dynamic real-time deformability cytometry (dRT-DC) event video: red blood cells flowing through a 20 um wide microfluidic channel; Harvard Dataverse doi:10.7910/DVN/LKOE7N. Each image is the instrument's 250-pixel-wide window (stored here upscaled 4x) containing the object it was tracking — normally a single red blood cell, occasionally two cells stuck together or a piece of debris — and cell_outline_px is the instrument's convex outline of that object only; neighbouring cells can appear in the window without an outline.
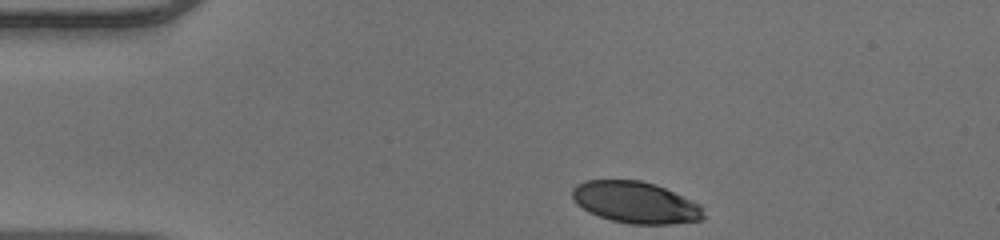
{"species": "human", "species_latin": "Homo sapiens", "temperature_condition": "warm", "stored_images_in_passage": 34, "camera_frame_rate_fps": 3000, "um_per_image_px": 0.085, "donor": {"sex": "male"}, "frame": {"image": 1, "passage_image": 1, "time_ms": 0.0, "image_size_px": [1000, 240], "cell_outline_px": [[708, 216], [704, 220], [668, 224], [632, 224], [612, 220], [588, 212], [576, 204], [572, 196], [572, 188], [576, 184], [584, 180], [640, 180], [656, 184], [700, 204]], "centroid_in_image_um": [54.04, 17.2], "position_along_channel_um": 31.0, "area_um2": 32.08}}
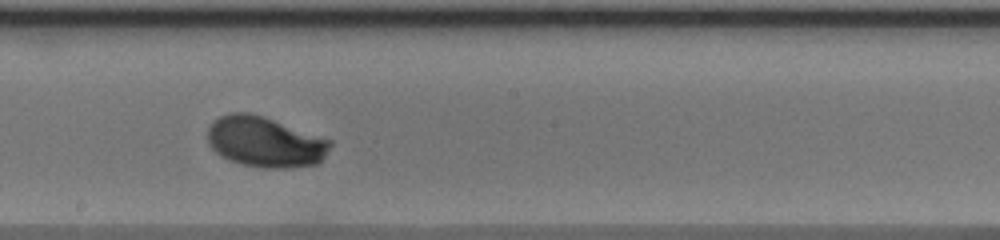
{"frame": {"image": 2, "passage_image": 20, "time_ms": 6.333, "image_size_px": [1000, 240], "cell_outline_px": [[332, 144], [320, 164], [292, 168], [264, 168], [244, 164], [232, 160], [216, 152], [208, 144], [208, 128], [212, 120], [220, 116], [232, 112], [248, 112], [264, 116], [332, 140]], "centroid_in_image_um": [22.56, 12.05], "position_along_channel_um": 225.6, "area_um2": 36.24}}
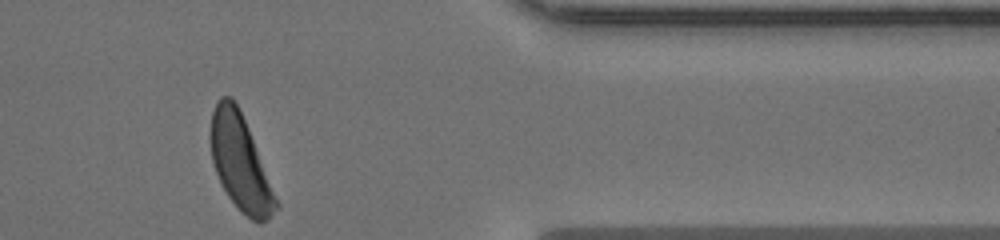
{"frame": {"image": 3, "passage_image": 34, "time_ms": 11.0, "image_size_px": [1000, 240], "cell_outline_px": [[280, 208], [268, 220], [260, 224], [252, 220], [240, 212], [228, 196], [216, 172], [212, 160], [208, 136], [208, 132], [212, 112], [216, 100], [220, 96], [232, 96], [248, 128], [280, 204]], "centroid_in_image_um": [20.41, 13.85], "position_along_channel_um": 391.0, "area_um2": 36.59}, "authors_computed_cell_mechanics": {"area_um2": 35.2869, "velocity_mm_per_s": 3.9983, "shape_relaxation_time_tau1_ms": 2.4317, "shape_relaxation_time_tau2_ms": null, "deformation_change_tau1": 0.1744, "deformation_change_tau2": null}}